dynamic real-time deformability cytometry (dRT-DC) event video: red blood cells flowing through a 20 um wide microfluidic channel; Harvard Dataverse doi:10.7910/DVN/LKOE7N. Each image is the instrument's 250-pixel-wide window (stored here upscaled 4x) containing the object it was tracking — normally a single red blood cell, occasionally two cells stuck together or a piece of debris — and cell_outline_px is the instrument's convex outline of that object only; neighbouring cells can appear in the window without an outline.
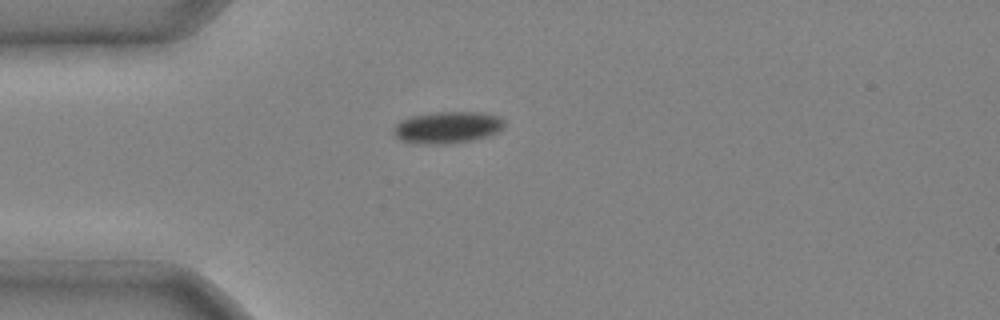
{"species": "common noctule bat (a hibernating species)", "species_latin": "Nyctalus noctula", "temperature_condition": "cold", "stored_images_in_passage": 2, "camera_frame_rate_fps": 3000, "um_per_image_px": 0.085, "animal": {"sex": "male", "body_mass_g": 20.4}, "frame": {"image": 1, "passage_image": 1, "time_ms": 0.0, "image_size_px": [1000, 320], "cell_outline_px": [[504, 128], [492, 136], [472, 140], [448, 144], [416, 144], [400, 140], [392, 132], [392, 128], [400, 120], [412, 116], [436, 112], [480, 112], [496, 116], [504, 120]], "centroid_in_image_um": [38.02, 10.84], "position_along_channel_um": 47.0, "area_um2": 20.81}}